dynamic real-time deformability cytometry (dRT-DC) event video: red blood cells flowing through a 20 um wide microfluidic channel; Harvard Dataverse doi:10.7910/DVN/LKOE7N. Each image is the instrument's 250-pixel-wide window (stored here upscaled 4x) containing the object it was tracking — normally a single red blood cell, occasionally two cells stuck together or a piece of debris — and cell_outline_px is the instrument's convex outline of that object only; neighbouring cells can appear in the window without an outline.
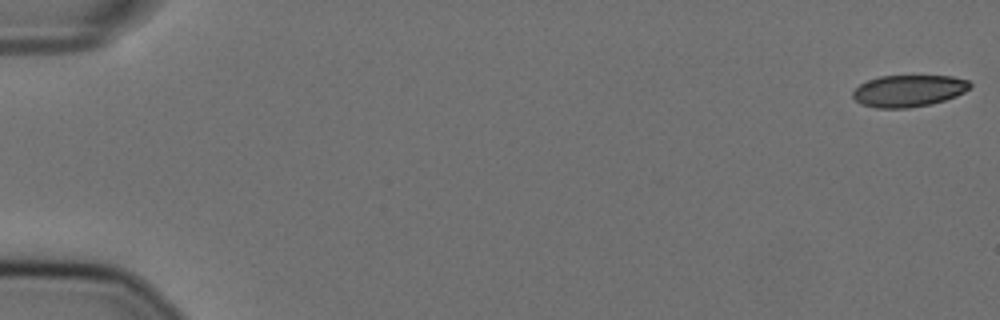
{"species": "Egyptian fruit bat (a non-hibernating species)", "species_latin": "Rousettus aegyptiacus", "temperature_condition": "cold", "stored_images_in_passage": 57, "camera_frame_rate_fps": 3000, "um_per_image_px": 0.085, "animal": {"sex": "female"}, "frame": {"image": 1, "passage_image": 1, "time_ms": 0.0, "image_size_px": [1000, 320], "cell_outline_px": [[972, 84], [964, 92], [956, 96], [944, 100], [928, 104], [908, 108], [876, 108], [860, 104], [852, 96], [852, 92], [860, 84], [868, 80], [880, 76], [952, 76], [968, 80]], "centroid_in_image_um": [77.21, 7.72], "position_along_channel_um": 7.8, "area_um2": 21.62}}
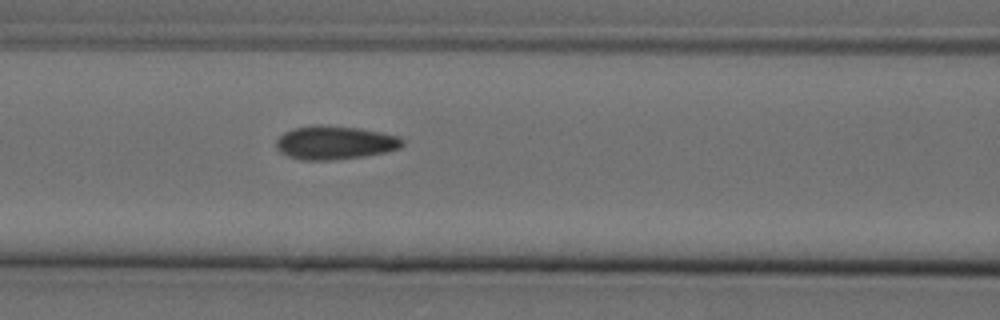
{"frame": {"image": 2, "passage_image": 25, "time_ms": 8.0, "image_size_px": [1000, 320], "cell_outline_px": [[404, 144], [400, 148], [388, 152], [364, 156], [332, 160], [300, 160], [288, 156], [280, 152], [276, 148], [276, 140], [284, 132], [292, 128], [320, 124], [360, 128], [400, 136], [404, 140]], "centroid_in_image_um": [28.48, 12.12], "position_along_channel_um": 138.1, "area_um2": 24.97}}
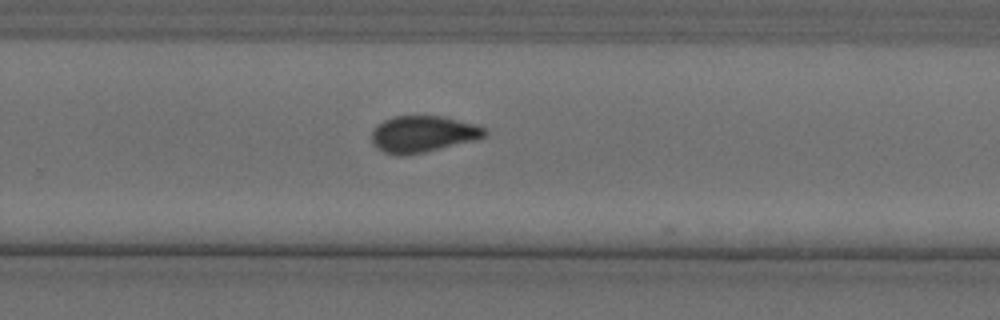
{"frame": {"image": 3, "passage_image": 38, "time_ms": 12.333, "image_size_px": [1000, 320], "cell_outline_px": [[488, 132], [484, 136], [476, 140], [424, 152], [400, 156], [384, 152], [376, 148], [372, 144], [372, 132], [376, 124], [384, 120], [396, 116], [440, 116], [476, 124], [484, 128]], "centroid_in_image_um": [35.92, 11.4], "position_along_channel_um": 293.9, "area_um2": 23.99}, "authors_computed_cell_mechanics": {"area_um2": 23.8136, "velocity_mm_per_s": 3.6034, "shape_relaxation_time_tau1_ms": 6.9368, "shape_relaxation_time_tau2_ms": 1.6837, "deformation_change_tau1": 0.1568, "deformation_change_tau2": 0.0631}}